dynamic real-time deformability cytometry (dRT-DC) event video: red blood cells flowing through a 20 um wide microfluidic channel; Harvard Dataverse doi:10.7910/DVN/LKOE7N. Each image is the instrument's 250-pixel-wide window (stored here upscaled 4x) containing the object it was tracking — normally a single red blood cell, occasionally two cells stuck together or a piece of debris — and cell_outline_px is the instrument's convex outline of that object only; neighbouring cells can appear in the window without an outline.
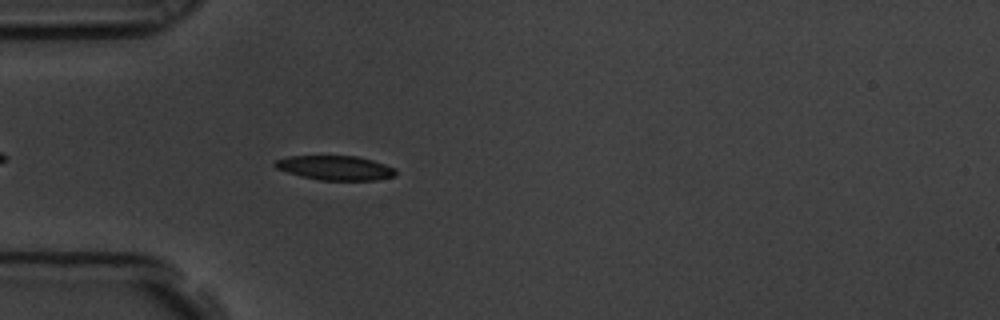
{"species": "common noctule bat (a hibernating species)", "species_latin": "Nyctalus noctula", "temperature_condition": "room temperature", "stored_images_in_passage": 46, "camera_frame_rate_fps": 3000, "um_per_image_px": 0.085, "animal": {"sex": "male", "body_mass_g": 19.5, "forearm_length_mm": 54.6}, "frame": {"image": 1, "passage_image": 6, "time_ms": 1.667, "image_size_px": [1000, 320], "cell_outline_px": [[396, 176], [376, 180], [320, 180], [300, 176], [276, 168], [272, 164], [276, 160], [288, 156], [356, 156], [372, 160], [396, 168]], "centroid_in_image_um": [28.5, 14.27], "position_along_channel_um": 56.5, "area_um2": 17.17}}
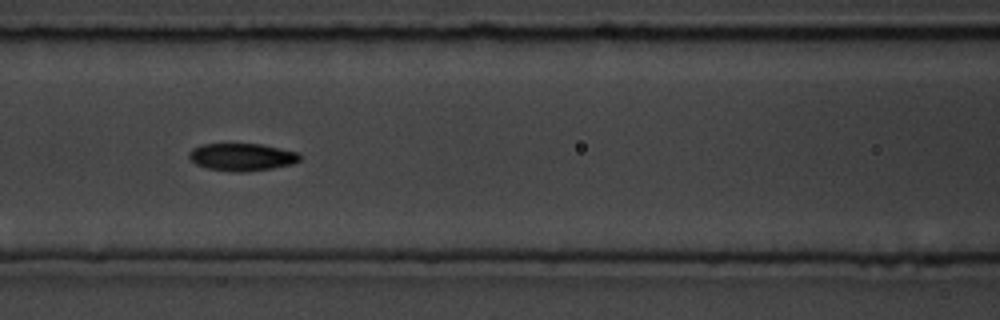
{"frame": {"image": 2, "passage_image": 14, "time_ms": 4.333, "image_size_px": [1000, 320], "cell_outline_px": [[300, 160], [292, 164], [272, 168], [244, 172], [236, 172], [208, 168], [196, 164], [188, 156], [188, 152], [192, 148], [200, 144], [264, 144], [296, 152], [300, 156]], "centroid_in_image_um": [20.54, 13.34], "position_along_channel_um": 146.1, "area_um2": 17.69}}
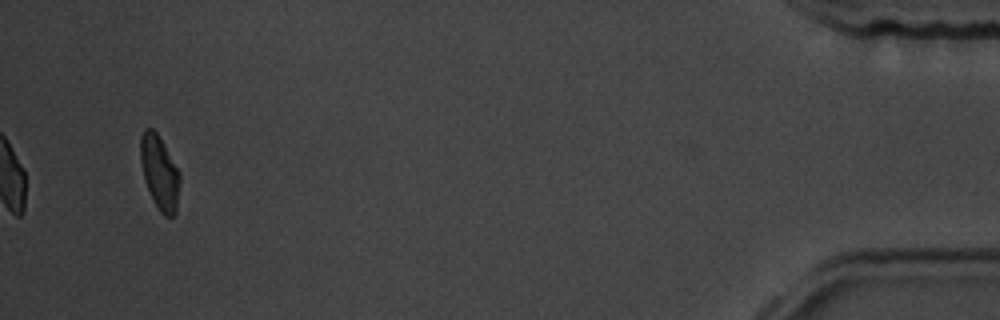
{"frame": {"image": 3, "passage_image": 44, "time_ms": 14.333, "image_size_px": [1000, 320], "cell_outline_px": [[180, 184], [176, 212], [172, 216], [164, 216], [160, 212], [144, 180], [140, 160], [140, 136], [144, 128], [152, 128], [156, 132], [180, 172]], "centroid_in_image_um": [13.56, 14.65], "position_along_channel_um": 421.6, "area_um2": 16.82}, "authors_computed_cell_mechanics": {"area_um2": 17.6579, "velocity_mm_per_s": 3.5633, "shape_relaxation_time_tau1_ms": 3.7832, "shape_relaxation_time_tau2_ms": 2.5178, "deformation_change_tau1": 0.1319, "deformation_change_tau2": 0.0732}}